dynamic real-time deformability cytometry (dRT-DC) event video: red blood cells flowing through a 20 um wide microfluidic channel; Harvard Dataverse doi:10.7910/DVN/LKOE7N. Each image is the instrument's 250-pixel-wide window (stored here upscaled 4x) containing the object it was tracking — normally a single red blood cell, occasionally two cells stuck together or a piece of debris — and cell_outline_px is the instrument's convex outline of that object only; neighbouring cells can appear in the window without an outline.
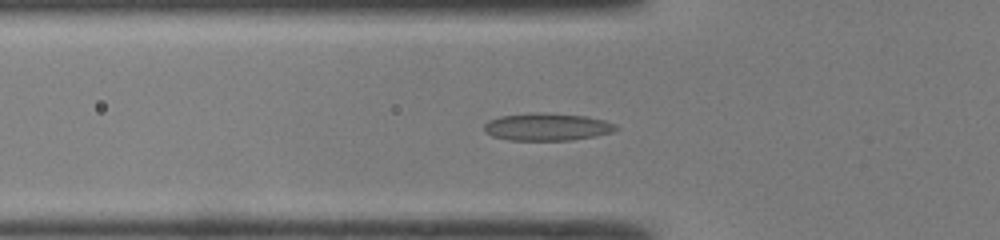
{"species": "common noctule bat (a hibernating species)", "species_latin": "Nyctalus noctula", "temperature_condition": "room temperature", "stored_images_in_passage": 39, "segment_of_instrument_passage": [1, 2], "camera_frame_rate_fps": 3000, "um_per_image_px": 0.085, "animal": {"sex": "male", "body_mass_g": 19.0, "forearm_length_mm": 50.8}, "frame": {"image": 1, "passage_image": 7, "time_ms": 2.0, "image_size_px": [1000, 240], "cell_outline_px": [[620, 128], [612, 132], [596, 136], [572, 140], [508, 140], [492, 136], [484, 132], [484, 124], [488, 120], [500, 116], [528, 112], [544, 112], [588, 116], [604, 120], [616, 124]], "centroid_in_image_um": [46.5, 10.77], "position_along_channel_um": 79.3, "area_um2": 21.5}}
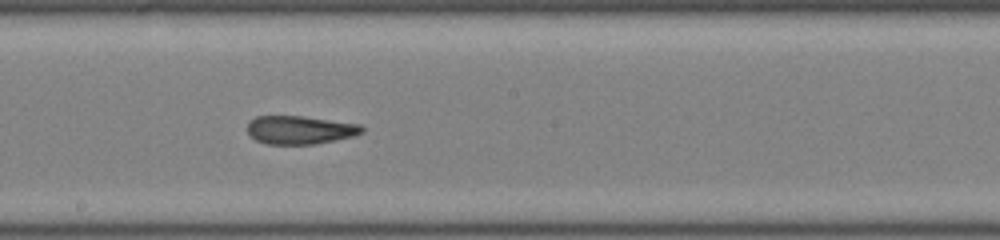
{"frame": {"image": 2, "passage_image": 17, "time_ms": 5.333, "image_size_px": [1000, 240], "cell_outline_px": [[364, 132], [352, 136], [336, 140], [316, 144], [264, 144], [256, 140], [248, 132], [248, 120], [256, 116], [304, 116], [360, 124], [364, 128]], "centroid_in_image_um": [25.49, 11.04], "position_along_channel_um": 222.7, "area_um2": 19.02}}
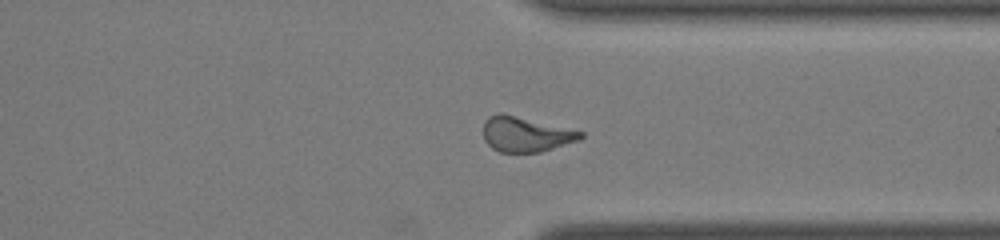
{"frame": {"image": 3, "passage_image": 27, "time_ms": 8.667, "image_size_px": [1000, 240], "cell_outline_px": [[584, 136], [580, 140], [540, 152], [500, 152], [492, 148], [484, 140], [484, 120], [488, 116], [500, 112], [584, 132]], "centroid_in_image_um": [44.67, 11.41], "position_along_channel_um": 366.7, "area_um2": 19.77}}